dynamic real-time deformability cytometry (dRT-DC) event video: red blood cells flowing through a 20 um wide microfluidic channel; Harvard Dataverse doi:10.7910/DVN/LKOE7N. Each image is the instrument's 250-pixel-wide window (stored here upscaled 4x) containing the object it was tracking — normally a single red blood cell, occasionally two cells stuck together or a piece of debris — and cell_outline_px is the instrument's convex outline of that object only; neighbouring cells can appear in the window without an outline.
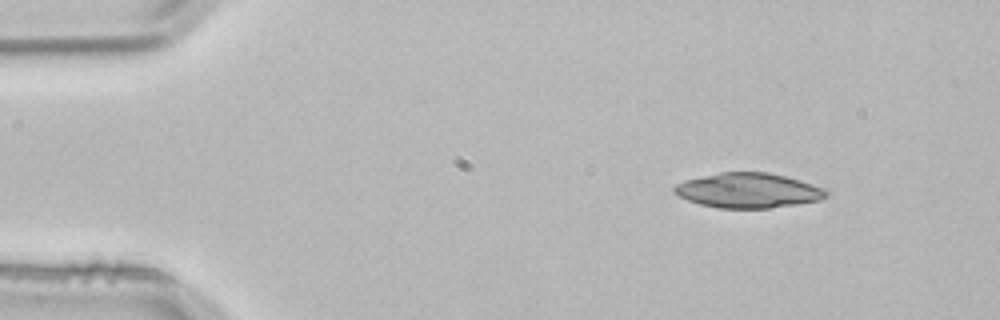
{"species": "common noctule bat (a hibernating species)", "species_latin": "Nyctalus noctula", "temperature_condition": "room temperature", "stored_images_in_passage": 3, "segment_of_instrument_passage": [1, 2], "camera_frame_rate_fps": 3000, "um_per_image_px": 0.085, "animal": {"sex": "male", "body_mass_g": 21.5, "forearm_length_mm": 52.0}, "frame": {"image": 1, "passage_image": 1, "time_ms": 0.0, "image_size_px": [1000, 320], "cell_outline_px": [[828, 196], [820, 200], [796, 204], [768, 208], [720, 208], [700, 204], [688, 200], [672, 192], [672, 188], [676, 184], [684, 180], [720, 172], [768, 172], [800, 180], [828, 188]], "centroid_in_image_um": [63.62, 16.18], "position_along_channel_um": 21.4, "area_um2": 30.98}}